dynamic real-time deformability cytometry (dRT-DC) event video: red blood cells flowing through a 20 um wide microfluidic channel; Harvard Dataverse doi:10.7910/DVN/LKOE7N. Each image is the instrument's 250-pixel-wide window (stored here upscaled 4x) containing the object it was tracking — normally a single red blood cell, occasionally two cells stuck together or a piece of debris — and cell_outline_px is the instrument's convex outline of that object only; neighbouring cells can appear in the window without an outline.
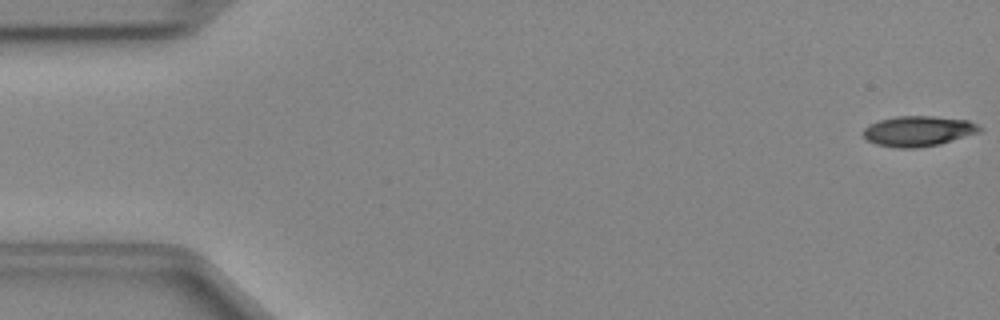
{"species": "Egyptian fruit bat (a non-hibernating species)", "species_latin": "Rousettus aegyptiacus", "temperature_condition": "cold", "stored_images_in_passage": 12, "camera_frame_rate_fps": 3000, "um_per_image_px": 0.085, "animal": {"sex": "female"}, "frame": {"image": 1, "passage_image": 1, "time_ms": 0.0, "image_size_px": [1000, 320], "cell_outline_px": [[984, 128], [980, 132], [940, 144], [916, 148], [896, 148], [876, 144], [868, 140], [860, 132], [868, 124], [880, 120], [896, 116], [932, 116], [968, 120]], "centroid_in_image_um": [78.04, 11.14], "position_along_channel_um": 7.0, "area_um2": 20.69}}